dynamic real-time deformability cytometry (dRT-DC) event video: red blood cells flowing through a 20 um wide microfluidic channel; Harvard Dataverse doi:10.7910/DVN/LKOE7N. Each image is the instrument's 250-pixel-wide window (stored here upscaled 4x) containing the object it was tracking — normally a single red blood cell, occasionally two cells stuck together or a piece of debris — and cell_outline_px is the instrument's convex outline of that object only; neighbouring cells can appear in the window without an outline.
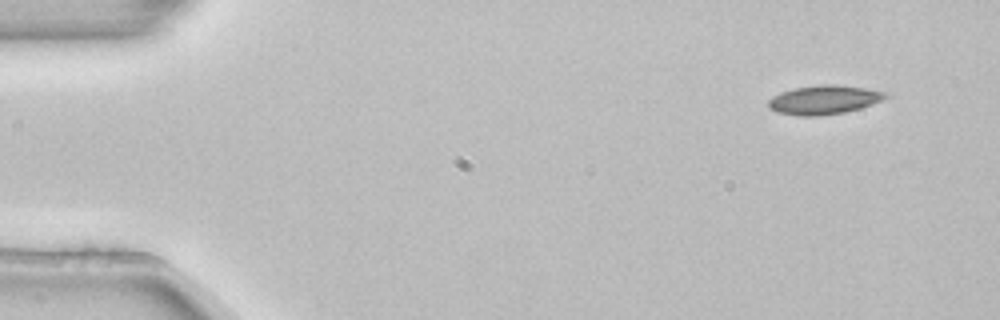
{"species": "common noctule bat (a hibernating species)", "species_latin": "Nyctalus noctula", "temperature_condition": "room temperature", "stored_images_in_passage": 4, "camera_frame_rate_fps": 3000, "um_per_image_px": 0.085, "animal": {"sex": "female", "body_mass_g": 22.7, "forearm_length_mm": 54.2}, "frame": {"image": 1, "passage_image": 1, "time_ms": 0.0, "image_size_px": [1000, 320], "cell_outline_px": [[888, 96], [872, 104], [860, 108], [844, 112], [820, 116], [800, 116], [776, 112], [768, 108], [768, 100], [772, 96], [780, 92], [796, 88], [820, 84], [836, 84], [864, 88], [888, 92]], "centroid_in_image_um": [70.0, 8.48], "position_along_channel_um": 15.0, "area_um2": 19.83}}
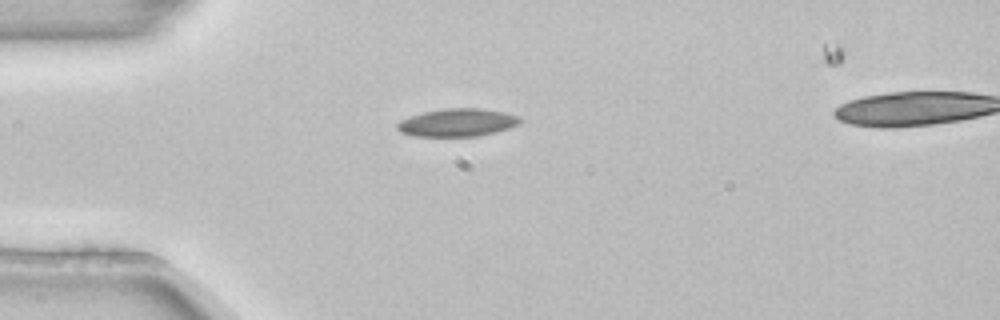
{"frame": {"image": 2, "passage_image": 3, "time_ms": 0.667, "image_size_px": [1000, 320], "cell_outline_px": [[524, 120], [520, 124], [496, 132], [476, 136], [412, 136], [400, 132], [396, 128], [396, 124], [400, 120], [424, 112], [444, 108], [480, 108], [504, 112], [520, 116]], "centroid_in_image_um": [38.9, 10.41], "position_along_channel_um": 46.1, "area_um2": 20.06}}